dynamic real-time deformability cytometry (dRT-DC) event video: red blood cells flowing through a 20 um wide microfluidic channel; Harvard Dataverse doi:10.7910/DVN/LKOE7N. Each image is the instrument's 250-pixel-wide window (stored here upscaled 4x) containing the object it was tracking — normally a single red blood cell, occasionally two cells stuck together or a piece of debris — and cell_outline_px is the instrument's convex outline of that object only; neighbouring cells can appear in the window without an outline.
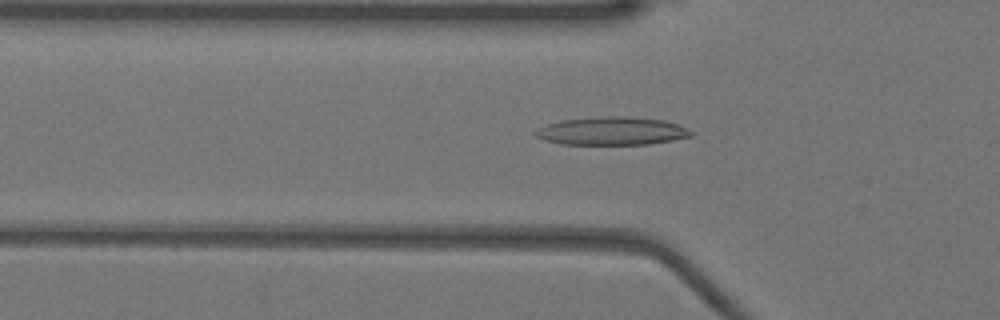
{"species": "Egyptian fruit bat (a non-hibernating species)", "species_latin": "Rousettus aegyptiacus", "temperature_condition": "warm", "stored_images_in_passage": 46, "camera_frame_rate_fps": 3000, "um_per_image_px": 0.085, "animal": {"sex": "female"}, "frame": {"image": 1, "passage_image": 12, "time_ms": 3.667, "image_size_px": [1000, 320], "cell_outline_px": [[692, 136], [672, 140], [648, 144], [560, 144], [544, 140], [536, 136], [532, 132], [536, 128], [560, 120], [604, 116], [620, 116], [664, 120], [688, 128], [692, 132]], "centroid_in_image_um": [51.96, 11.14], "position_along_channel_um": 73.8, "area_um2": 25.43}}
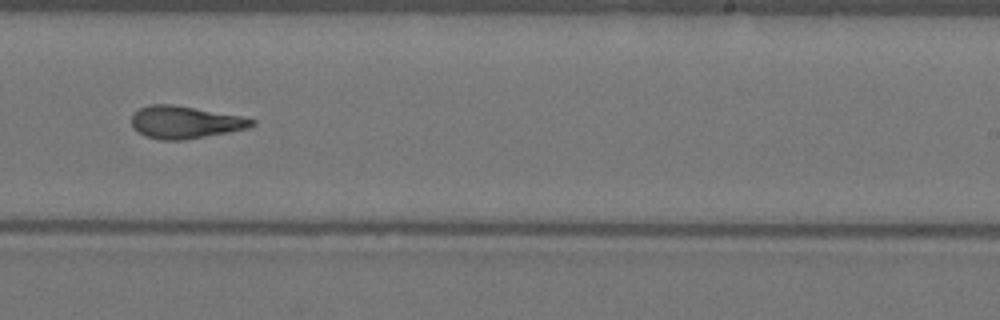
{"frame": {"image": 2, "passage_image": 27, "time_ms": 8.667, "image_size_px": [1000, 320], "cell_outline_px": [[256, 124], [248, 128], [228, 132], [184, 140], [160, 140], [144, 136], [132, 128], [132, 116], [140, 108], [148, 104], [172, 104], [240, 116], [256, 120]], "centroid_in_image_um": [15.7, 10.4], "position_along_channel_um": 273.3, "area_um2": 22.66}}
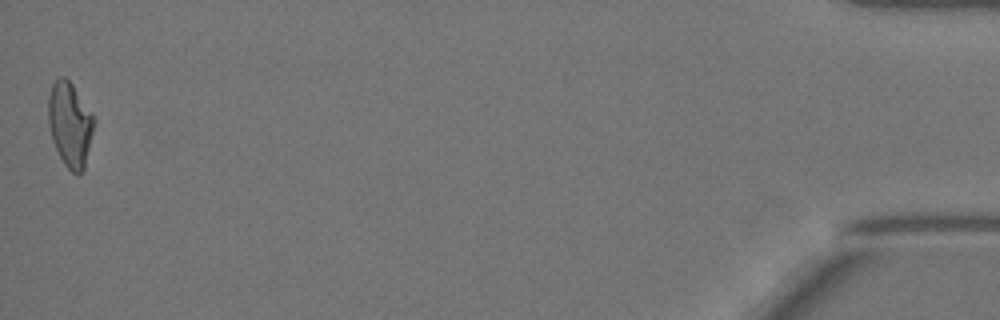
{"frame": {"image": 3, "passage_image": 46, "time_ms": 15.0, "image_size_px": [1000, 320], "cell_outline_px": [[96, 124], [84, 168], [80, 176], [72, 172], [64, 164], [52, 140], [48, 124], [48, 96], [52, 84], [60, 76], [64, 76], [72, 84], [92, 112], [96, 120]], "centroid_in_image_um": [5.97, 10.58], "position_along_channel_um": 429.2, "area_um2": 22.83}, "authors_computed_cell_mechanics": {"area_um2": 22.6865, "velocity_mm_per_s": 3.9784, "shape_relaxation_time_tau1_ms": null, "shape_relaxation_time_tau2_ms": 2.8262, "deformation_change_tau1": null, "deformation_change_tau2": 0.1206}}